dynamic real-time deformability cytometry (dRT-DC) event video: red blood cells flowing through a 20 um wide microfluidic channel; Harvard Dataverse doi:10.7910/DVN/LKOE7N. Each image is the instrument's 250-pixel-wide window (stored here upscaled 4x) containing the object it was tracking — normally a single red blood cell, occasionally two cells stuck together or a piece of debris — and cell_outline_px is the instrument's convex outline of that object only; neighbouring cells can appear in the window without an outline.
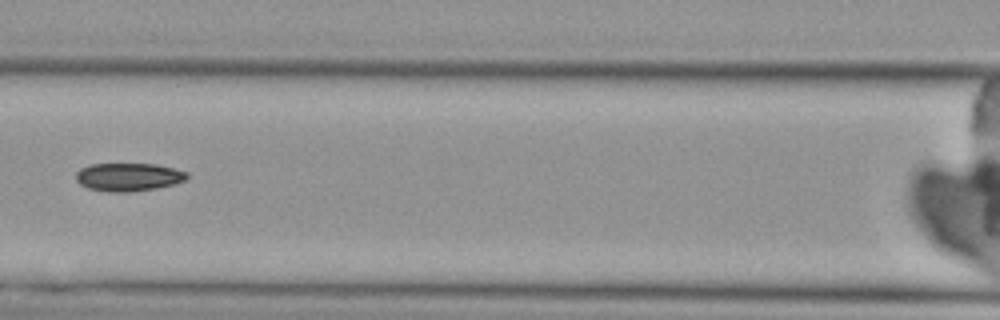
{"species": "Egyptian fruit bat (a non-hibernating species)", "species_latin": "Rousettus aegyptiacus", "temperature_condition": "cold", "stored_images_in_passage": 8, "camera_frame_rate_fps": 3000, "um_per_image_px": 0.085, "animal": {"sex": "female"}, "frame": {"image": 1, "passage_image": 8, "time_ms": 8.333, "image_size_px": [1000, 320], "cell_outline_px": [[188, 176], [184, 180], [176, 184], [156, 188], [128, 192], [108, 192], [88, 188], [80, 184], [76, 180], [76, 172], [80, 168], [88, 164], [156, 164], [188, 172]], "centroid_in_image_um": [10.9, 15.04], "position_along_channel_um": 155.7, "area_um2": 18.26}}